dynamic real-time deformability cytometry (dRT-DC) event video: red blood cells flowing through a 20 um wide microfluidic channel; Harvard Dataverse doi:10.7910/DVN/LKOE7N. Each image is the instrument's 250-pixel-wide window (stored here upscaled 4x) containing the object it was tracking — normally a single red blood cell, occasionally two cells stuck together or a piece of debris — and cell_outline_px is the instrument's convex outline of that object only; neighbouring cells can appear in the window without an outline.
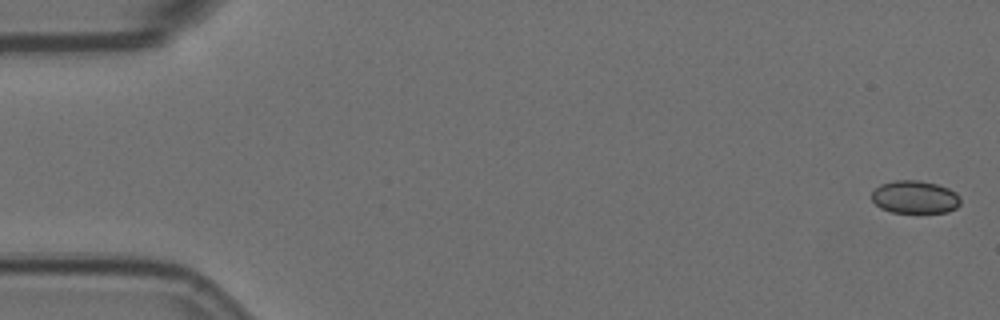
{"species": "Egyptian fruit bat (a non-hibernating species)", "species_latin": "Rousettus aegyptiacus", "temperature_condition": "room temperature", "stored_images_in_passage": 9, "camera_frame_rate_fps": 3000, "um_per_image_px": 0.085, "animal": {"sex": "female"}, "frame": {"image": 1, "passage_image": 1, "time_ms": 0.0, "image_size_px": [1000, 320], "cell_outline_px": [[960, 204], [956, 208], [948, 212], [892, 212], [880, 208], [872, 200], [872, 192], [880, 184], [896, 180], [916, 180], [936, 184], [948, 188], [956, 192], [960, 196]], "centroid_in_image_um": [77.77, 16.75], "position_along_channel_um": 7.2, "area_um2": 16.94}}
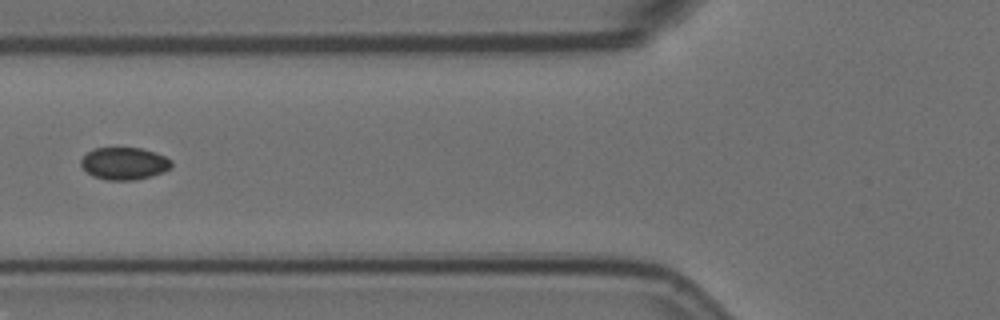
{"frame": {"image": 2, "passage_image": 7, "time_ms": 2.0, "image_size_px": [1000, 320], "cell_outline_px": [[172, 164], [164, 172], [152, 176], [136, 180], [108, 180], [92, 176], [80, 164], [80, 160], [92, 148], [116, 144], [140, 148], [156, 152], [172, 160]], "centroid_in_image_um": [10.54, 13.84], "position_along_channel_um": 115.3, "area_um2": 17.74}}
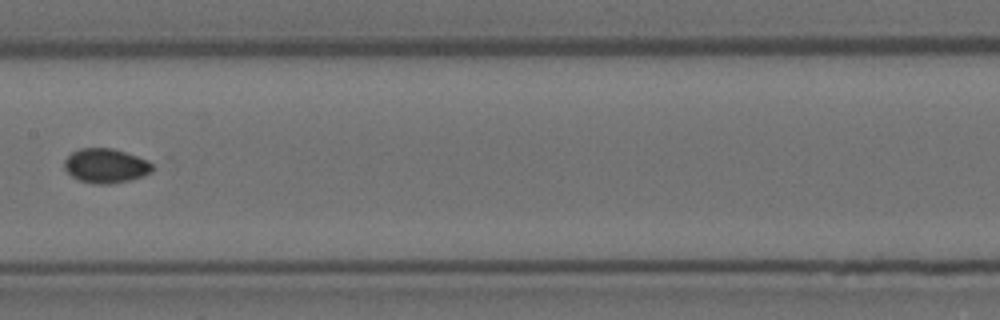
{"frame": {"image": 3, "passage_image": 9, "time_ms": 2.667, "image_size_px": [1000, 320], "cell_outline_px": [[152, 172], [144, 176], [128, 180], [108, 184], [96, 184], [80, 180], [72, 176], [64, 168], [64, 160], [72, 152], [80, 148], [112, 148], [148, 160], [152, 164]], "centroid_in_image_um": [8.98, 14.08], "position_along_channel_um": 198.4, "area_um2": 17.51}}